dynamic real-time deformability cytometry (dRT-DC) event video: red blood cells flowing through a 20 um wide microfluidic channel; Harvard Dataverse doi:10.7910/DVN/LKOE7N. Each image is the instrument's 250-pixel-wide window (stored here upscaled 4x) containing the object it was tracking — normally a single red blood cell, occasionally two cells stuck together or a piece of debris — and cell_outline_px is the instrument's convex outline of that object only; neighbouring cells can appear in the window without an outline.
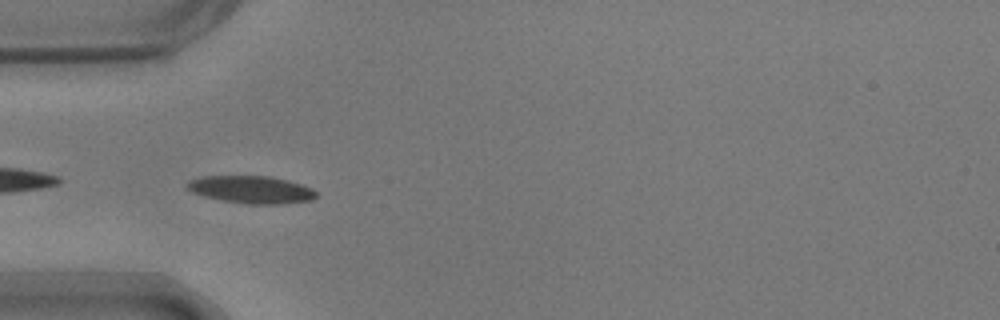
{"species": "common noctule bat (a hibernating species)", "species_latin": "Nyctalus noctula", "temperature_condition": "warm", "stored_images_in_passage": 40, "camera_frame_rate_fps": 3000, "um_per_image_px": 0.085, "animal": {"sex": "male", "body_mass_g": 17.9}, "frame": {"image": 1, "passage_image": 2, "time_ms": 0.333, "image_size_px": [1000, 320], "cell_outline_px": [[316, 196], [312, 200], [280, 204], [248, 204], [224, 200], [204, 196], [192, 192], [184, 184], [188, 180], [204, 176], [268, 176], [288, 180], [312, 188], [316, 192]], "centroid_in_image_um": [21.35, 16.11], "position_along_channel_um": 63.7, "area_um2": 20.58}}
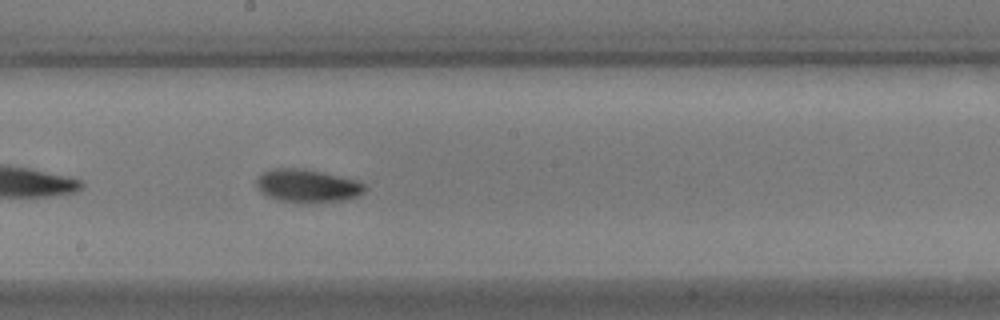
{"frame": {"image": 2, "passage_image": 15, "time_ms": 4.667, "image_size_px": [1000, 320], "cell_outline_px": [[364, 192], [356, 196], [340, 200], [280, 200], [268, 196], [260, 192], [256, 184], [256, 180], [264, 172], [272, 168], [296, 168], [320, 172], [356, 180], [364, 184]], "centroid_in_image_um": [26.08, 15.75], "position_along_channel_um": 222.1, "area_um2": 19.71}}
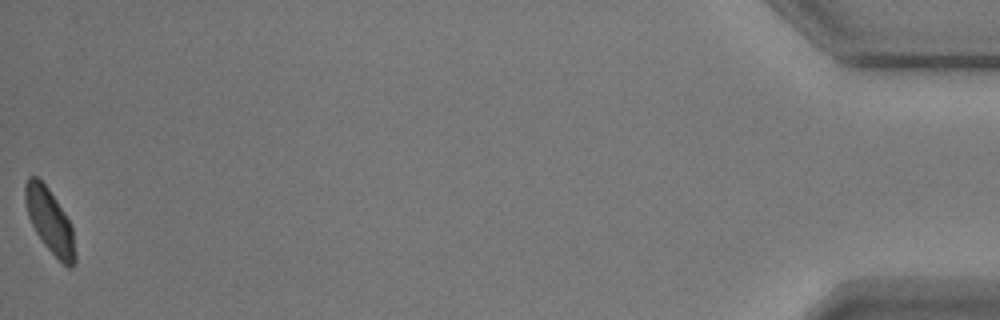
{"frame": {"image": 3, "passage_image": 40, "time_ms": 13.0, "image_size_px": [1000, 320], "cell_outline_px": [[76, 264], [72, 268], [68, 268], [44, 244], [36, 232], [28, 216], [24, 200], [24, 184], [28, 176], [36, 176], [48, 188], [56, 200], [68, 220], [72, 228], [76, 256]], "centroid_in_image_um": [4.22, 18.78], "position_along_channel_um": 431.0, "area_um2": 18.5}, "authors_computed_cell_mechanics": {"area_um2": 19.3052, "velocity_mm_per_s": 3.675, "shape_relaxation_time_tau1_ms": 2.3312, "shape_relaxation_time_tau2_ms": 2.2715, "deformation_change_tau1": 0.1382, "deformation_change_tau2": 0.0678}}